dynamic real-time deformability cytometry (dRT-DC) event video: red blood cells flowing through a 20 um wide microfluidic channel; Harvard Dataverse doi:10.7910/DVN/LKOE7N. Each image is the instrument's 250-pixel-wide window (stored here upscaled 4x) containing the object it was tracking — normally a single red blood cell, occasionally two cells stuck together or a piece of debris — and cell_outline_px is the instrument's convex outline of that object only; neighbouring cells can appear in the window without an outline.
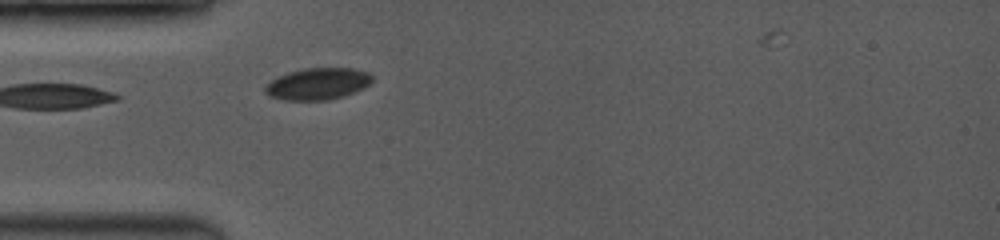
{"species": "common noctule bat (a hibernating species)", "species_latin": "Nyctalus noctula", "temperature_condition": "room temperature", "stored_images_in_passage": 6, "camera_frame_rate_fps": 3500, "um_per_image_px": 0.085, "animal": {"sex": "female", "body_mass_g": 19.0, "forearm_length_mm": 53.3}, "frame": {"image": 1, "passage_image": 1, "time_ms": 0.0, "image_size_px": [1000, 240], "cell_outline_px": [[372, 80], [364, 88], [344, 96], [328, 100], [284, 100], [272, 96], [264, 92], [264, 88], [272, 80], [288, 72], [304, 68], [352, 68], [368, 72], [372, 76]], "centroid_in_image_um": [27.03, 7.12], "position_along_channel_um": 58.0, "area_um2": 19.65}}
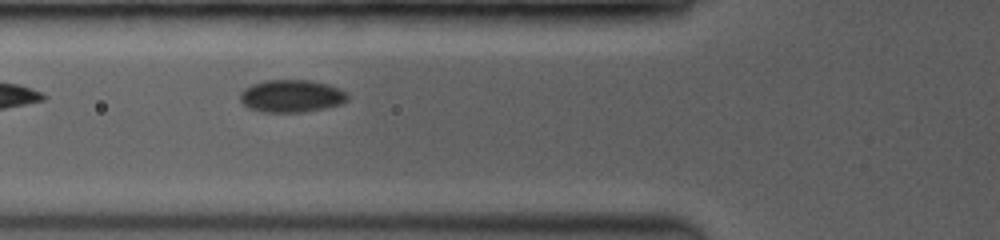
{"frame": {"image": 2, "passage_image": 3, "time_ms": 1.143, "image_size_px": [1000, 240], "cell_outline_px": [[348, 100], [340, 104], [324, 108], [304, 112], [260, 112], [248, 108], [240, 100], [240, 92], [244, 88], [252, 84], [264, 80], [308, 80], [328, 84], [340, 88], [348, 92]], "centroid_in_image_um": [24.77, 8.16], "position_along_channel_um": 101.0, "area_um2": 20.58}}
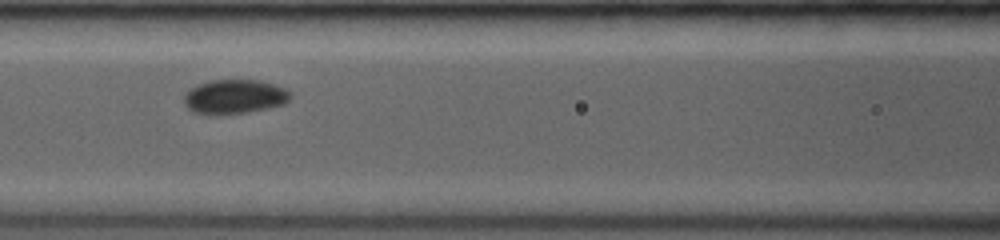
{"frame": {"image": 3, "passage_image": 5, "time_ms": 2.286, "image_size_px": [1000, 240], "cell_outline_px": [[292, 96], [284, 104], [268, 108], [248, 112], [216, 116], [208, 116], [192, 112], [184, 104], [184, 96], [196, 84], [208, 80], [260, 80], [276, 84], [292, 92]], "centroid_in_image_um": [19.92, 8.23], "position_along_channel_um": 146.7, "area_um2": 21.79}}